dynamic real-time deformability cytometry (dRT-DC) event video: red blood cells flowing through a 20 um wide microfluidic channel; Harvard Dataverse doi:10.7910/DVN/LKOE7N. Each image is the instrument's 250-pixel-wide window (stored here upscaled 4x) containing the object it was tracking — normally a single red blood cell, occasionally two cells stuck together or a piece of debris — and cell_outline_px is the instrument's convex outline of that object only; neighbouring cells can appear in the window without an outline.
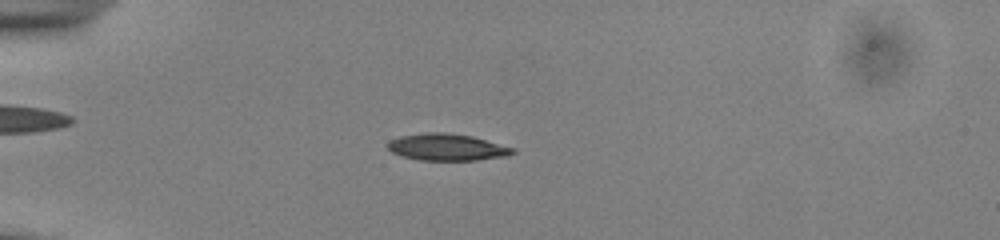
{"species": "common noctule bat (a hibernating species)", "species_latin": "Nyctalus noctula", "temperature_condition": "cold", "stored_images_in_passage": 30, "camera_frame_rate_fps": 3000, "um_per_image_px": 0.085, "animal": {"sex": "male", "body_mass_g": 13.0, "forearm_length_mm": 53.1}, "frame": {"image": 1, "passage_image": 15, "time_ms": 4.667, "image_size_px": [1000, 240], "cell_outline_px": [[516, 152], [508, 156], [476, 160], [420, 160], [404, 156], [392, 152], [384, 144], [400, 136], [424, 132], [444, 132], [472, 136], [516, 148]], "centroid_in_image_um": [38.02, 12.5], "position_along_channel_um": 47.0, "area_um2": 19.59}}
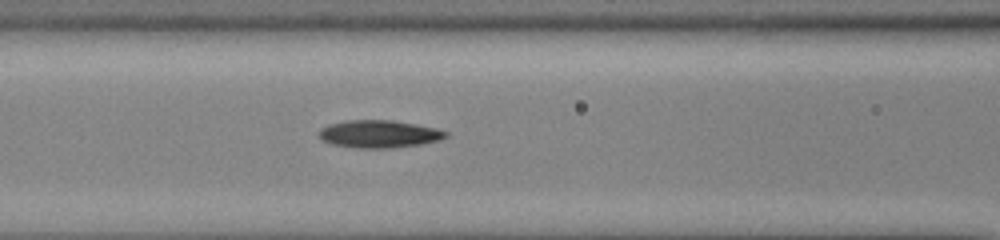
{"frame": {"image": 2, "passage_image": 24, "time_ms": 7.667, "image_size_px": [1000, 240], "cell_outline_px": [[448, 136], [436, 140], [420, 144], [388, 148], [360, 148], [332, 144], [324, 140], [320, 136], [320, 128], [328, 124], [344, 120], [392, 120], [416, 124], [436, 128], [448, 132]], "centroid_in_image_um": [32.21, 11.37], "position_along_channel_um": 134.4, "area_um2": 20.17}}
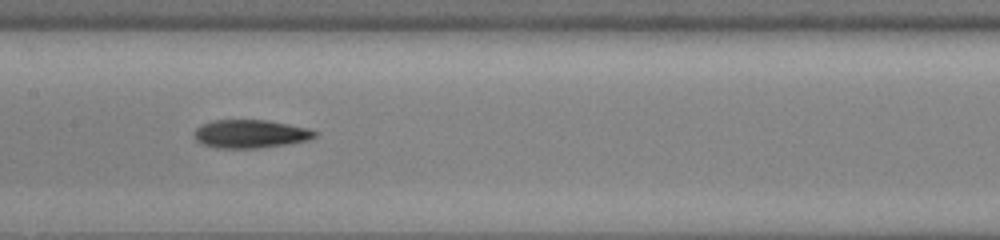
{"frame": {"image": 3, "passage_image": 28, "time_ms": 9.0, "image_size_px": [1000, 240], "cell_outline_px": [[320, 132], [316, 136], [308, 140], [288, 144], [256, 148], [216, 148], [200, 144], [192, 136], [192, 132], [200, 124], [212, 120], [268, 120], [308, 128]], "centroid_in_image_um": [21.24, 11.38], "position_along_channel_um": 186.2, "area_um2": 20.23}}